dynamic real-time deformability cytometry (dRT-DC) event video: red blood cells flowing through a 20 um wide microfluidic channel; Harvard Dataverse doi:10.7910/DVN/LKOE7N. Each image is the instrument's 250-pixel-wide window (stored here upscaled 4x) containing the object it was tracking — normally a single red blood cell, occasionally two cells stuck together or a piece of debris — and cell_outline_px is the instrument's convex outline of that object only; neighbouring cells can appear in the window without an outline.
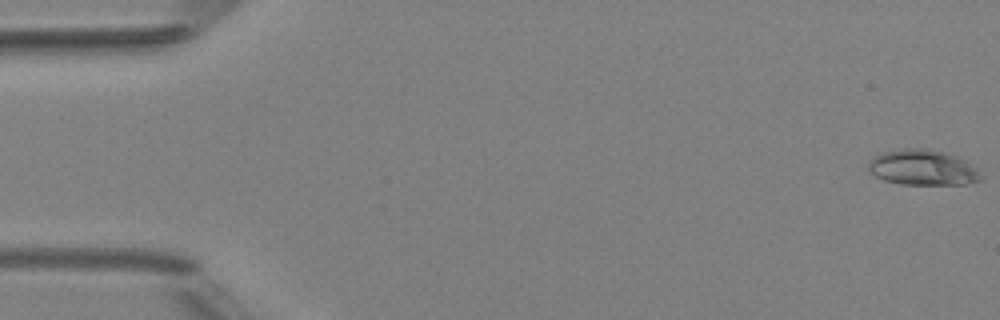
{"species": "Egyptian fruit bat (a non-hibernating species)", "species_latin": "Rousettus aegyptiacus", "temperature_condition": "room temperature", "stored_images_in_passage": 50, "camera_frame_rate_fps": 3000, "um_per_image_px": 0.085, "animal": {"sex": "female"}, "frame": {"image": 1, "passage_image": 1, "time_ms": 0.0, "image_size_px": [1000, 320], "cell_outline_px": [[984, 176], [980, 180], [964, 184], [900, 184], [884, 180], [868, 172], [868, 160], [884, 152], [904, 148], [924, 148], [944, 152], [964, 160], [980, 168]], "centroid_in_image_um": [78.46, 14.25], "position_along_channel_um": 6.5, "area_um2": 23.41}}
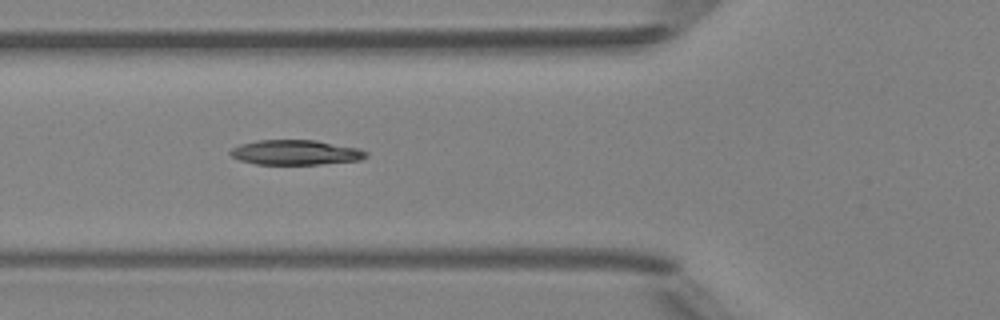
{"frame": {"image": 2, "passage_image": 19, "time_ms": 6.0, "image_size_px": [1000, 320], "cell_outline_px": [[368, 156], [360, 160], [320, 164], [256, 164], [240, 160], [232, 156], [228, 152], [232, 148], [240, 144], [260, 140], [316, 140], [360, 148], [368, 152]], "centroid_in_image_um": [25.16, 12.95], "position_along_channel_um": 100.6, "area_um2": 19.71}}
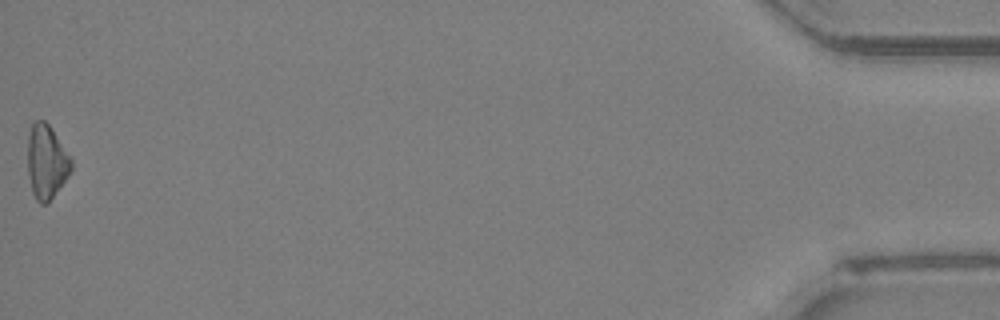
{"frame": {"image": 3, "passage_image": 50, "time_ms": 16.333, "image_size_px": [1000, 320], "cell_outline_px": [[72, 168], [68, 176], [52, 196], [44, 204], [40, 204], [36, 200], [32, 192], [28, 176], [28, 136], [32, 120], [44, 120], [52, 128], [72, 160]], "centroid_in_image_um": [3.93, 13.71], "position_along_channel_um": 431.3, "area_um2": 18.67}, "authors_computed_cell_mechanics": {"area_um2": 19.7387, "velocity_mm_per_s": 4.1744, "shape_relaxation_time_tau1_ms": 6.1543, "shape_relaxation_time_tau2_ms": null, "deformation_change_tau1": 0.1748, "deformation_change_tau2": null}}